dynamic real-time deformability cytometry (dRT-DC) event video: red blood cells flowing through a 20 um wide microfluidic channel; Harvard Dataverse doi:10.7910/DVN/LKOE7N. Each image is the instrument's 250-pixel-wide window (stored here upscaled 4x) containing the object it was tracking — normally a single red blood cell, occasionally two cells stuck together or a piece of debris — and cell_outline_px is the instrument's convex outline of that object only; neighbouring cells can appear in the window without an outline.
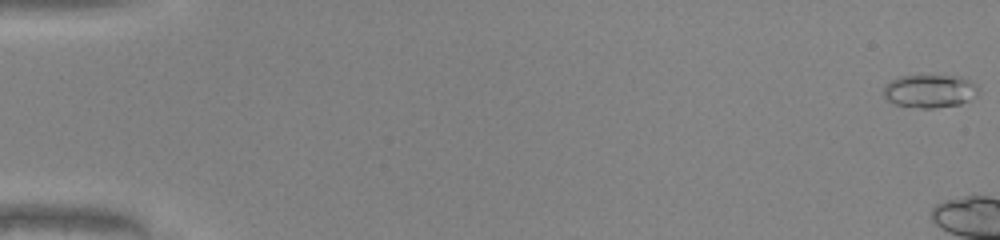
{"species": "common noctule bat (a hibernating species)", "species_latin": "Nyctalus noctula", "temperature_condition": "warm", "stored_images_in_passage": 5, "camera_frame_rate_fps": 3000, "um_per_image_px": 0.085, "animal": {"sex": "male", "body_mass_g": 20.0, "forearm_length_mm": 53.3}, "frame": {"image": 1, "passage_image": 1, "time_ms": 0.0, "image_size_px": [1000, 240], "cell_outline_px": [[980, 92], [976, 96], [960, 104], [936, 108], [920, 108], [896, 104], [888, 100], [884, 96], [884, 84], [896, 76], [960, 76], [976, 84]], "centroid_in_image_um": [79.03, 7.74], "position_along_channel_um": 6.0, "area_um2": 18.38}}